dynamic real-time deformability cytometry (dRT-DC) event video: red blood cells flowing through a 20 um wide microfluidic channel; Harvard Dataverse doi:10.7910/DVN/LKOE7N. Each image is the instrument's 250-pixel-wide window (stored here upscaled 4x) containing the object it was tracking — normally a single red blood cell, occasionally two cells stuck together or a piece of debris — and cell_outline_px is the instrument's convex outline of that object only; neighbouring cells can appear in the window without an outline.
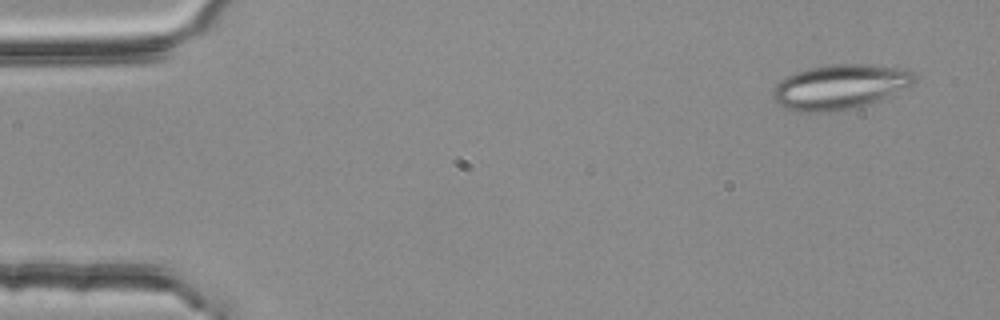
{"species": "common noctule bat (a hibernating species)", "species_latin": "Nyctalus noctula", "temperature_condition": "room temperature", "stored_images_in_passage": 48, "camera_frame_rate_fps": 3000, "um_per_image_px": 0.085, "animal": {"sex": "female", "body_mass_g": 25.1}, "frame": {"image": 1, "passage_image": 3, "time_ms": 0.667, "image_size_px": [1000, 320], "cell_outline_px": [[916, 80], [912, 84], [904, 88], [864, 104], [836, 112], [796, 112], [784, 108], [772, 96], [772, 88], [784, 76], [796, 72], [812, 68], [832, 64], [864, 64], [908, 68], [916, 76]], "centroid_in_image_um": [71.34, 7.37], "position_along_channel_um": 13.7, "area_um2": 36.59}}
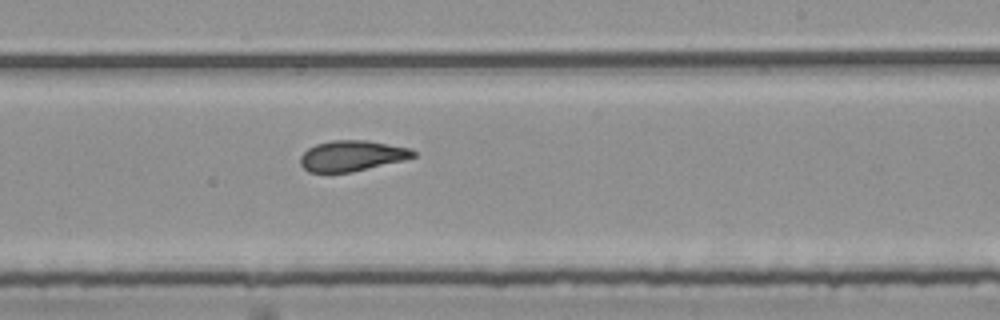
{"frame": {"image": 2, "passage_image": 32, "time_ms": 10.333, "image_size_px": [1000, 320], "cell_outline_px": [[416, 156], [352, 172], [308, 172], [300, 164], [300, 156], [308, 148], [316, 144], [332, 140], [368, 140], [408, 148], [416, 152]], "centroid_in_image_um": [29.86, 13.23], "position_along_channel_um": 259.1, "area_um2": 19.88}}
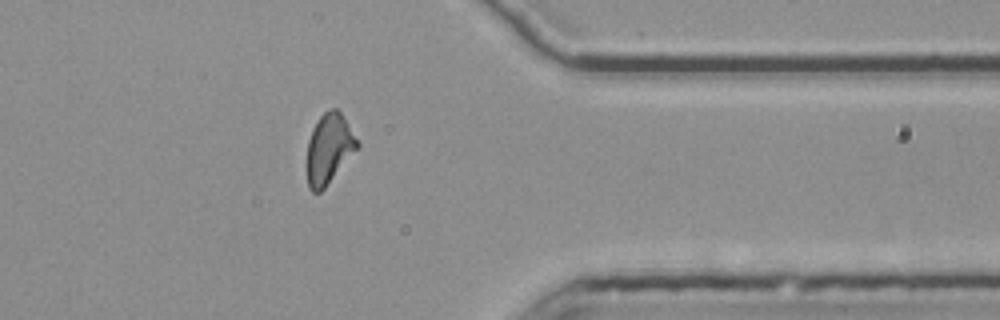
{"frame": {"image": 3, "passage_image": 43, "time_ms": 14.0, "image_size_px": [1000, 320], "cell_outline_px": [[360, 148], [324, 188], [320, 192], [312, 192], [308, 188], [308, 140], [312, 128], [320, 116], [328, 108], [336, 108], [340, 112], [360, 144]], "centroid_in_image_um": [27.99, 12.64], "position_along_channel_um": 383.4, "area_um2": 20.46}}